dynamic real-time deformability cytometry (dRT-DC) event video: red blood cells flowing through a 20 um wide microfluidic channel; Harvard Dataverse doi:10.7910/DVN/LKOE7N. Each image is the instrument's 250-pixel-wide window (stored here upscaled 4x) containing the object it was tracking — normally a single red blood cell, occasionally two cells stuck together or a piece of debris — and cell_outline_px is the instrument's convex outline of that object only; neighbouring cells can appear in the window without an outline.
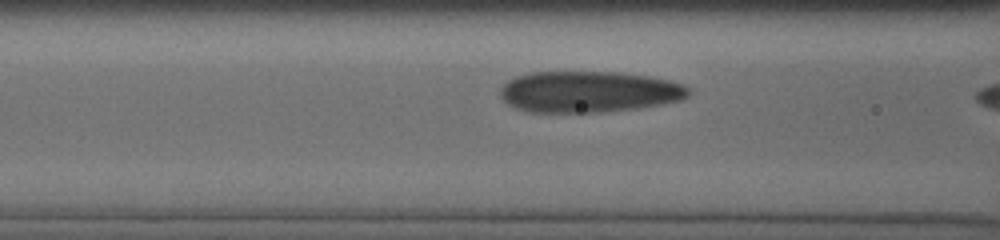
{"species": "human", "species_latin": "Homo sapiens", "temperature_condition": "cold", "stored_images_in_passage": 7, "camera_frame_rate_fps": 3000, "um_per_image_px": 0.085, "donor": {"sex": "male"}, "frame": {"image": 1, "passage_image": 5, "time_ms": 1.333, "image_size_px": [1000, 240], "cell_outline_px": [[692, 88], [688, 96], [680, 100], [640, 108], [600, 112], [532, 112], [516, 108], [508, 104], [500, 96], [500, 88], [508, 80], [516, 76], [528, 72], [620, 72], [648, 76], [668, 80], [684, 84]], "centroid_in_image_um": [50.06, 7.79], "position_along_channel_um": 116.5, "area_um2": 45.49}}